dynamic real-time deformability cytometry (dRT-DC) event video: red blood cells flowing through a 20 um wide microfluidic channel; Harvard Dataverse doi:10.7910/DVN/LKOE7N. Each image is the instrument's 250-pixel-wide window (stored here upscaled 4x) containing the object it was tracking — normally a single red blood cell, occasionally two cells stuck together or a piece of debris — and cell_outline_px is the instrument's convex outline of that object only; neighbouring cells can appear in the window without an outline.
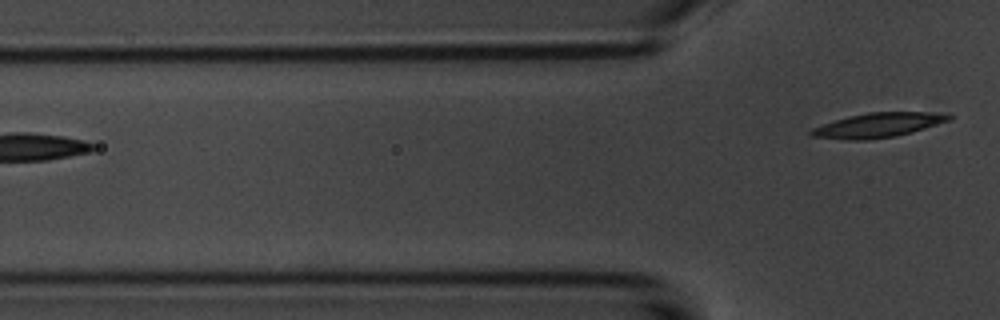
{"species": "common noctule bat (a hibernating species)", "species_latin": "Nyctalus noctula", "temperature_condition": "room temperature", "stored_images_in_passage": 5, "camera_frame_rate_fps": 3000, "um_per_image_px": 0.085, "animal": {"sex": "male", "body_mass_g": 20.1, "forearm_length_mm": 53.5}, "frame": {"image": 1, "passage_image": 5, "time_ms": 4.667, "image_size_px": [1000, 320], "cell_outline_px": [[952, 120], [912, 132], [896, 136], [864, 140], [852, 140], [812, 136], [808, 132], [812, 128], [848, 116], [868, 112], [924, 112], [952, 116]], "centroid_in_image_um": [74.62, 10.64], "position_along_channel_um": 51.2, "area_um2": 19.36}}